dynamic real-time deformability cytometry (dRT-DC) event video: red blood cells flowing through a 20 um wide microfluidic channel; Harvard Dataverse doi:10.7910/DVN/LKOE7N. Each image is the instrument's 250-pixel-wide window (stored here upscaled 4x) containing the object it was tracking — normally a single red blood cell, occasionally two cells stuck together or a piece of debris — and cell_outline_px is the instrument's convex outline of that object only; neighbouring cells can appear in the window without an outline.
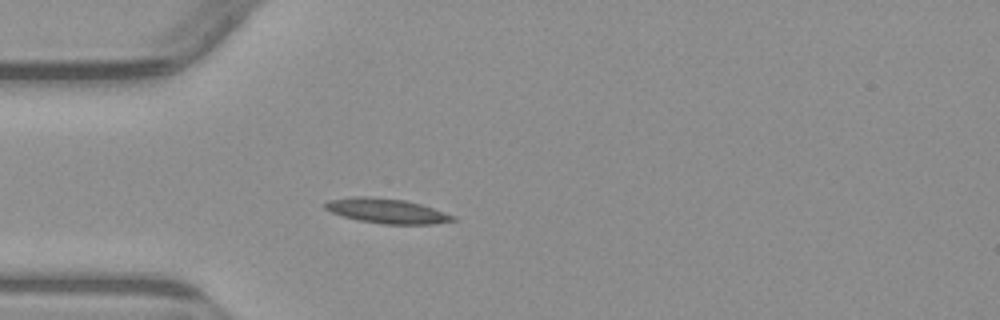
{"species": "common noctule bat (a hibernating species)", "species_latin": "Nyctalus noctula", "temperature_condition": "warm", "stored_images_in_passage": 5, "camera_frame_rate_fps": 3000, "um_per_image_px": 0.085, "animal": {"sex": "male", "body_mass_g": 23.1, "forearm_length_mm": 52.7}, "frame": {"image": 1, "passage_image": 5, "time_ms": 4.667, "image_size_px": [1000, 320], "cell_outline_px": [[456, 220], [432, 224], [384, 224], [356, 220], [332, 212], [324, 208], [324, 204], [328, 200], [356, 196], [368, 196], [404, 200], [420, 204], [456, 216]], "centroid_in_image_um": [32.86, 17.93], "position_along_channel_um": 52.1, "area_um2": 18.32}}